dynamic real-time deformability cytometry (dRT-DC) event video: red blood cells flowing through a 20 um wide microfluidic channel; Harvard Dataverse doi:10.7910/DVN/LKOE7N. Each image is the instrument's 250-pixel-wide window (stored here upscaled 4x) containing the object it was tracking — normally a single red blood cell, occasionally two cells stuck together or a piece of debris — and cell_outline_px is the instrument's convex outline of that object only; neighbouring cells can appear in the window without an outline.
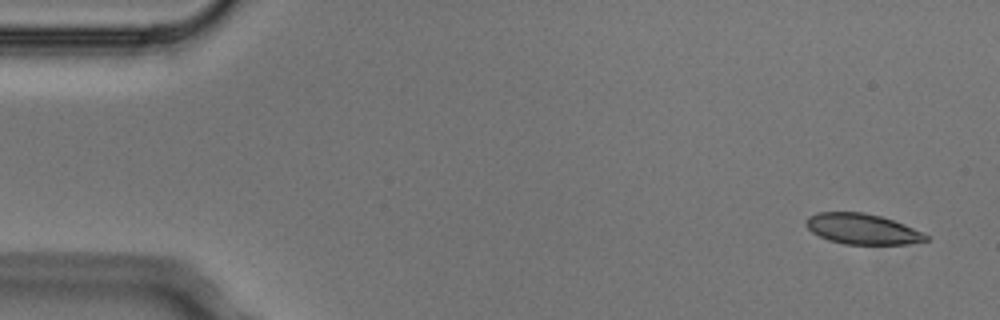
{"species": "Egyptian fruit bat (a non-hibernating species)", "species_latin": "Rousettus aegyptiacus", "temperature_condition": "cold", "stored_images_in_passage": 8, "camera_frame_rate_fps": 3000, "um_per_image_px": 0.085, "animal": {"sex": "male"}, "frame": {"image": 1, "passage_image": 1, "time_ms": 0.0, "image_size_px": [1000, 320], "cell_outline_px": [[928, 240], [908, 244], [844, 244], [828, 240], [812, 232], [804, 224], [808, 216], [820, 212], [864, 212], [880, 216], [904, 224], [924, 232], [928, 236]], "centroid_in_image_um": [73.29, 19.46], "position_along_channel_um": 11.7, "area_um2": 21.33}}
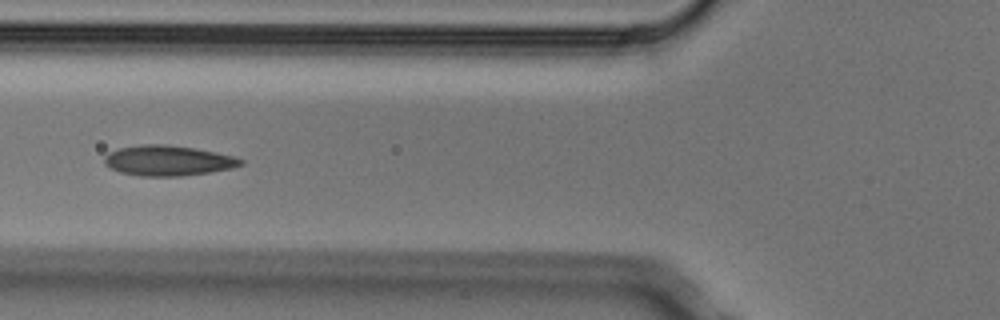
{"frame": {"image": 2, "passage_image": 5, "time_ms": 1.333, "image_size_px": [1000, 320], "cell_outline_px": [[244, 164], [232, 168], [208, 172], [180, 176], [140, 176], [120, 172], [104, 164], [104, 156], [108, 152], [120, 148], [144, 144], [164, 144], [192, 148], [216, 152], [232, 156], [244, 160]], "centroid_in_image_um": [14.26, 13.65], "position_along_channel_um": 111.5, "area_um2": 23.87}}
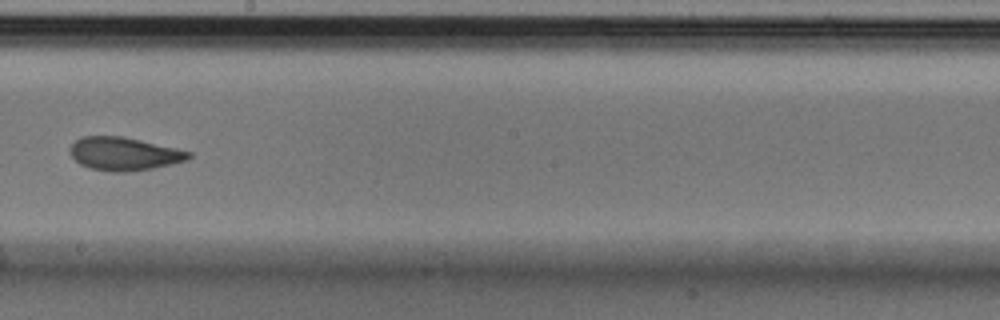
{"frame": {"image": 3, "passage_image": 8, "time_ms": 2.333, "image_size_px": [1000, 320], "cell_outline_px": [[192, 156], [188, 160], [172, 164], [152, 168], [124, 172], [112, 172], [88, 168], [80, 164], [72, 156], [68, 148], [80, 136], [120, 136], [140, 140], [176, 148], [192, 152]], "centroid_in_image_um": [10.53, 13.07], "position_along_channel_um": 237.7, "area_um2": 22.95}}